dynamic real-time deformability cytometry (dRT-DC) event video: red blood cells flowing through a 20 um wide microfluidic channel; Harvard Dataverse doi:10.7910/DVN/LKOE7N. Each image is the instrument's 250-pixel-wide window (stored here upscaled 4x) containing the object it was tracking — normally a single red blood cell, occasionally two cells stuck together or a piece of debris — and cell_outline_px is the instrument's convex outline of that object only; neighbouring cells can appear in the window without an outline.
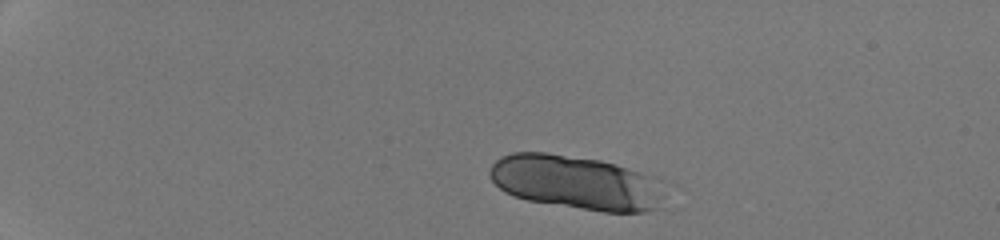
{"species": "human", "species_latin": "Homo sapiens", "temperature_condition": "room temperature", "stored_images_in_passage": 21, "camera_frame_rate_fps": 3000, "um_per_image_px": 0.085, "donor": {"sex": "male"}, "frame": {"image": 1, "passage_image": 1, "time_ms": 0.0, "image_size_px": [1000, 240], "cell_outline_px": [[676, 184], [664, 208], [644, 212], [604, 212], [528, 200], [504, 192], [492, 180], [488, 172], [492, 164], [500, 156], [512, 152], [544, 152], [600, 160], [616, 164], [660, 176]], "centroid_in_image_um": [49.28, 15.52], "position_along_channel_um": 35.7, "area_um2": 57.63}}
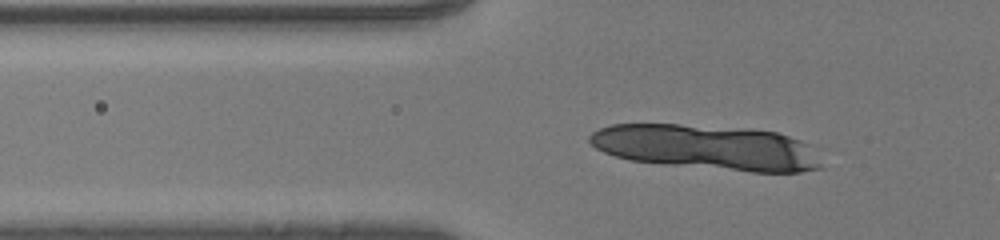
{"frame": {"image": 2, "passage_image": 9, "time_ms": 2.667, "image_size_px": [1000, 240], "cell_outline_px": [[824, 168], [800, 172], [752, 172], [660, 164], [632, 160], [616, 156], [604, 152], [596, 148], [588, 140], [588, 136], [592, 132], [600, 128], [612, 124], [680, 124], [748, 128], [776, 132], [812, 144]], "centroid_in_image_um": [60.13, 12.52], "position_along_channel_um": 65.7, "area_um2": 61.33}}
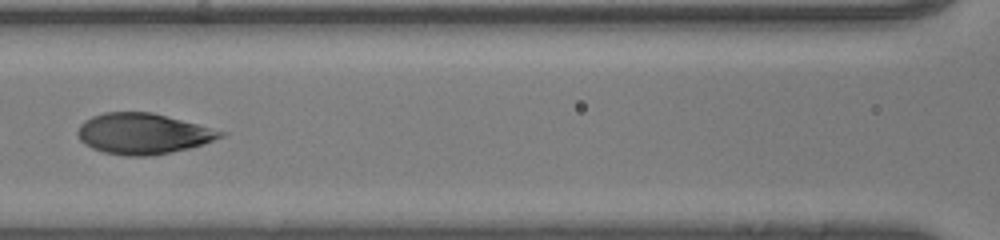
{"frame": {"image": 3, "passage_image": 17, "time_ms": 5.333, "image_size_px": [1000, 240], "cell_outline_px": [[228, 132], [224, 136], [204, 144], [172, 152], [152, 156], [124, 156], [104, 152], [92, 148], [84, 144], [80, 140], [76, 132], [80, 124], [84, 120], [92, 116], [104, 112], [152, 112]], "centroid_in_image_um": [12.15, 11.36], "position_along_channel_um": 154.5, "area_um2": 34.1}}